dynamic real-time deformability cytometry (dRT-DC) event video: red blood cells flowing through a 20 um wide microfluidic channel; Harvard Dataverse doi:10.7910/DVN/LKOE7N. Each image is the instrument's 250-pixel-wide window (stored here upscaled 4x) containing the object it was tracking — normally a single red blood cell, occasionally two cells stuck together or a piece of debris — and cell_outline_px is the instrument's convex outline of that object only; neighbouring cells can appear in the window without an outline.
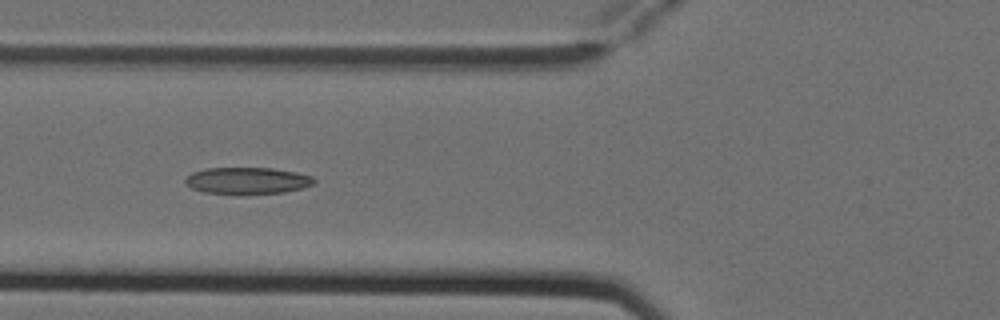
{"species": "Egyptian fruit bat (a non-hibernating species)", "species_latin": "Rousettus aegyptiacus", "temperature_condition": "cold", "stored_images_in_passage": 3, "camera_frame_rate_fps": 3000, "um_per_image_px": 0.085, "animal": {"sex": "female"}, "frame": {"image": 1, "passage_image": 2, "time_ms": 0.333, "image_size_px": [1000, 320], "cell_outline_px": [[316, 184], [284, 192], [240, 196], [204, 192], [192, 188], [184, 180], [192, 172], [204, 168], [272, 168], [296, 172], [312, 176], [316, 180]], "centroid_in_image_um": [21.03, 15.38], "position_along_channel_um": 104.8, "area_um2": 20.52}}
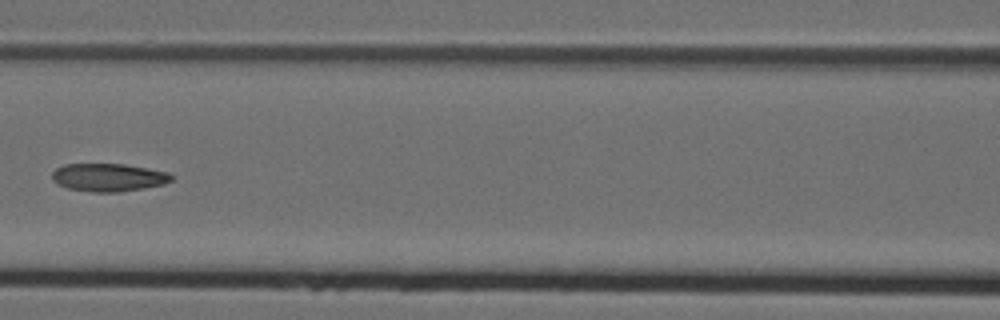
{"frame": {"image": 2, "passage_image": 3, "time_ms": 0.667, "image_size_px": [1000, 320], "cell_outline_px": [[172, 180], [164, 184], [144, 188], [116, 192], [92, 192], [68, 188], [56, 184], [52, 180], [52, 172], [56, 168], [64, 164], [124, 164], [168, 172], [172, 176]], "centroid_in_image_um": [9.19, 15.08], "position_along_channel_um": 157.4, "area_um2": 19.42}}